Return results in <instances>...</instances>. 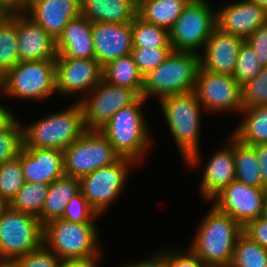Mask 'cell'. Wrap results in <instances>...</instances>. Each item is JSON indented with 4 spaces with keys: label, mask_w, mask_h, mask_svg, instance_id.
Masks as SVG:
<instances>
[{
    "label": "cell",
    "mask_w": 267,
    "mask_h": 267,
    "mask_svg": "<svg viewBox=\"0 0 267 267\" xmlns=\"http://www.w3.org/2000/svg\"><path fill=\"white\" fill-rule=\"evenodd\" d=\"M159 104L186 164L192 168L198 166L201 158L199 136L203 108L195 91L165 97Z\"/></svg>",
    "instance_id": "cell-1"
},
{
    "label": "cell",
    "mask_w": 267,
    "mask_h": 267,
    "mask_svg": "<svg viewBox=\"0 0 267 267\" xmlns=\"http://www.w3.org/2000/svg\"><path fill=\"white\" fill-rule=\"evenodd\" d=\"M243 227L214 205L201 221L190 250L207 267H229L236 241Z\"/></svg>",
    "instance_id": "cell-2"
},
{
    "label": "cell",
    "mask_w": 267,
    "mask_h": 267,
    "mask_svg": "<svg viewBox=\"0 0 267 267\" xmlns=\"http://www.w3.org/2000/svg\"><path fill=\"white\" fill-rule=\"evenodd\" d=\"M146 100L139 96L132 104L117 111L103 125L101 132L114 150L123 158L139 163L150 147V133L141 106Z\"/></svg>",
    "instance_id": "cell-3"
},
{
    "label": "cell",
    "mask_w": 267,
    "mask_h": 267,
    "mask_svg": "<svg viewBox=\"0 0 267 267\" xmlns=\"http://www.w3.org/2000/svg\"><path fill=\"white\" fill-rule=\"evenodd\" d=\"M200 66V54L172 51L166 60L143 77L141 96L147 100L150 96L161 99L193 91L197 71Z\"/></svg>",
    "instance_id": "cell-4"
},
{
    "label": "cell",
    "mask_w": 267,
    "mask_h": 267,
    "mask_svg": "<svg viewBox=\"0 0 267 267\" xmlns=\"http://www.w3.org/2000/svg\"><path fill=\"white\" fill-rule=\"evenodd\" d=\"M22 128L23 148H51L60 151L86 132L82 109L78 102L68 109L55 112Z\"/></svg>",
    "instance_id": "cell-5"
},
{
    "label": "cell",
    "mask_w": 267,
    "mask_h": 267,
    "mask_svg": "<svg viewBox=\"0 0 267 267\" xmlns=\"http://www.w3.org/2000/svg\"><path fill=\"white\" fill-rule=\"evenodd\" d=\"M0 92L13 98L40 102L57 93L55 59L17 63L0 78Z\"/></svg>",
    "instance_id": "cell-6"
},
{
    "label": "cell",
    "mask_w": 267,
    "mask_h": 267,
    "mask_svg": "<svg viewBox=\"0 0 267 267\" xmlns=\"http://www.w3.org/2000/svg\"><path fill=\"white\" fill-rule=\"evenodd\" d=\"M98 229L94 224H79L54 219L43 226V244L61 260L101 254Z\"/></svg>",
    "instance_id": "cell-7"
},
{
    "label": "cell",
    "mask_w": 267,
    "mask_h": 267,
    "mask_svg": "<svg viewBox=\"0 0 267 267\" xmlns=\"http://www.w3.org/2000/svg\"><path fill=\"white\" fill-rule=\"evenodd\" d=\"M42 244L39 219L7 205L0 215V263H12Z\"/></svg>",
    "instance_id": "cell-8"
},
{
    "label": "cell",
    "mask_w": 267,
    "mask_h": 267,
    "mask_svg": "<svg viewBox=\"0 0 267 267\" xmlns=\"http://www.w3.org/2000/svg\"><path fill=\"white\" fill-rule=\"evenodd\" d=\"M206 0H189L182 14L169 30L173 51L200 54L213 30L217 27L216 10Z\"/></svg>",
    "instance_id": "cell-9"
},
{
    "label": "cell",
    "mask_w": 267,
    "mask_h": 267,
    "mask_svg": "<svg viewBox=\"0 0 267 267\" xmlns=\"http://www.w3.org/2000/svg\"><path fill=\"white\" fill-rule=\"evenodd\" d=\"M63 155L65 175L79 179L121 158L99 130H86Z\"/></svg>",
    "instance_id": "cell-10"
},
{
    "label": "cell",
    "mask_w": 267,
    "mask_h": 267,
    "mask_svg": "<svg viewBox=\"0 0 267 267\" xmlns=\"http://www.w3.org/2000/svg\"><path fill=\"white\" fill-rule=\"evenodd\" d=\"M133 163L136 164L134 160L121 157L117 162L79 179L80 192L98 215L104 214L113 201L118 199L124 185L126 186L127 175Z\"/></svg>",
    "instance_id": "cell-11"
},
{
    "label": "cell",
    "mask_w": 267,
    "mask_h": 267,
    "mask_svg": "<svg viewBox=\"0 0 267 267\" xmlns=\"http://www.w3.org/2000/svg\"><path fill=\"white\" fill-rule=\"evenodd\" d=\"M91 91L78 100L86 130H99L117 111L139 97L134 90L112 85L103 79Z\"/></svg>",
    "instance_id": "cell-12"
},
{
    "label": "cell",
    "mask_w": 267,
    "mask_h": 267,
    "mask_svg": "<svg viewBox=\"0 0 267 267\" xmlns=\"http://www.w3.org/2000/svg\"><path fill=\"white\" fill-rule=\"evenodd\" d=\"M194 91L201 107L210 113L243 109L241 85L233 76L213 73L199 66Z\"/></svg>",
    "instance_id": "cell-13"
},
{
    "label": "cell",
    "mask_w": 267,
    "mask_h": 267,
    "mask_svg": "<svg viewBox=\"0 0 267 267\" xmlns=\"http://www.w3.org/2000/svg\"><path fill=\"white\" fill-rule=\"evenodd\" d=\"M265 194L264 188L234 180L211 200L219 211L230 215L244 227L249 221L261 217Z\"/></svg>",
    "instance_id": "cell-14"
},
{
    "label": "cell",
    "mask_w": 267,
    "mask_h": 267,
    "mask_svg": "<svg viewBox=\"0 0 267 267\" xmlns=\"http://www.w3.org/2000/svg\"><path fill=\"white\" fill-rule=\"evenodd\" d=\"M56 91L60 94H88L101 80L103 67L95 58H55ZM85 91V92H84Z\"/></svg>",
    "instance_id": "cell-15"
},
{
    "label": "cell",
    "mask_w": 267,
    "mask_h": 267,
    "mask_svg": "<svg viewBox=\"0 0 267 267\" xmlns=\"http://www.w3.org/2000/svg\"><path fill=\"white\" fill-rule=\"evenodd\" d=\"M95 59L104 67L132 52L131 23H92Z\"/></svg>",
    "instance_id": "cell-16"
},
{
    "label": "cell",
    "mask_w": 267,
    "mask_h": 267,
    "mask_svg": "<svg viewBox=\"0 0 267 267\" xmlns=\"http://www.w3.org/2000/svg\"><path fill=\"white\" fill-rule=\"evenodd\" d=\"M217 27L244 40L267 23V10L249 0L227 4L216 11Z\"/></svg>",
    "instance_id": "cell-17"
},
{
    "label": "cell",
    "mask_w": 267,
    "mask_h": 267,
    "mask_svg": "<svg viewBox=\"0 0 267 267\" xmlns=\"http://www.w3.org/2000/svg\"><path fill=\"white\" fill-rule=\"evenodd\" d=\"M81 14V0H30L26 15L55 40Z\"/></svg>",
    "instance_id": "cell-18"
},
{
    "label": "cell",
    "mask_w": 267,
    "mask_h": 267,
    "mask_svg": "<svg viewBox=\"0 0 267 267\" xmlns=\"http://www.w3.org/2000/svg\"><path fill=\"white\" fill-rule=\"evenodd\" d=\"M244 39L225 33L216 27L204 46V55L200 54V66L210 72L233 75L237 55Z\"/></svg>",
    "instance_id": "cell-19"
},
{
    "label": "cell",
    "mask_w": 267,
    "mask_h": 267,
    "mask_svg": "<svg viewBox=\"0 0 267 267\" xmlns=\"http://www.w3.org/2000/svg\"><path fill=\"white\" fill-rule=\"evenodd\" d=\"M26 182L51 184L65 175L63 151L51 148H23L18 154Z\"/></svg>",
    "instance_id": "cell-20"
},
{
    "label": "cell",
    "mask_w": 267,
    "mask_h": 267,
    "mask_svg": "<svg viewBox=\"0 0 267 267\" xmlns=\"http://www.w3.org/2000/svg\"><path fill=\"white\" fill-rule=\"evenodd\" d=\"M19 62L55 59L56 40L26 14H17Z\"/></svg>",
    "instance_id": "cell-21"
},
{
    "label": "cell",
    "mask_w": 267,
    "mask_h": 267,
    "mask_svg": "<svg viewBox=\"0 0 267 267\" xmlns=\"http://www.w3.org/2000/svg\"><path fill=\"white\" fill-rule=\"evenodd\" d=\"M227 147L216 151L204 170L200 185V195L211 200L223 188L235 180V163L233 154V135L227 139Z\"/></svg>",
    "instance_id": "cell-22"
},
{
    "label": "cell",
    "mask_w": 267,
    "mask_h": 267,
    "mask_svg": "<svg viewBox=\"0 0 267 267\" xmlns=\"http://www.w3.org/2000/svg\"><path fill=\"white\" fill-rule=\"evenodd\" d=\"M57 57L95 58L92 22L81 14L73 18L56 40Z\"/></svg>",
    "instance_id": "cell-23"
},
{
    "label": "cell",
    "mask_w": 267,
    "mask_h": 267,
    "mask_svg": "<svg viewBox=\"0 0 267 267\" xmlns=\"http://www.w3.org/2000/svg\"><path fill=\"white\" fill-rule=\"evenodd\" d=\"M137 10V0H81V15L92 23H131Z\"/></svg>",
    "instance_id": "cell-24"
},
{
    "label": "cell",
    "mask_w": 267,
    "mask_h": 267,
    "mask_svg": "<svg viewBox=\"0 0 267 267\" xmlns=\"http://www.w3.org/2000/svg\"><path fill=\"white\" fill-rule=\"evenodd\" d=\"M79 192V178L64 175L53 181L49 185L41 210L40 223L44 226L54 219L61 218L68 202Z\"/></svg>",
    "instance_id": "cell-25"
},
{
    "label": "cell",
    "mask_w": 267,
    "mask_h": 267,
    "mask_svg": "<svg viewBox=\"0 0 267 267\" xmlns=\"http://www.w3.org/2000/svg\"><path fill=\"white\" fill-rule=\"evenodd\" d=\"M137 15L145 22L170 30L189 0H137Z\"/></svg>",
    "instance_id": "cell-26"
},
{
    "label": "cell",
    "mask_w": 267,
    "mask_h": 267,
    "mask_svg": "<svg viewBox=\"0 0 267 267\" xmlns=\"http://www.w3.org/2000/svg\"><path fill=\"white\" fill-rule=\"evenodd\" d=\"M102 79L112 85L132 89L141 96L143 76L131 53L106 64L103 67Z\"/></svg>",
    "instance_id": "cell-27"
},
{
    "label": "cell",
    "mask_w": 267,
    "mask_h": 267,
    "mask_svg": "<svg viewBox=\"0 0 267 267\" xmlns=\"http://www.w3.org/2000/svg\"><path fill=\"white\" fill-rule=\"evenodd\" d=\"M241 113L245 119L231 134L247 145L267 143V106L246 107Z\"/></svg>",
    "instance_id": "cell-28"
},
{
    "label": "cell",
    "mask_w": 267,
    "mask_h": 267,
    "mask_svg": "<svg viewBox=\"0 0 267 267\" xmlns=\"http://www.w3.org/2000/svg\"><path fill=\"white\" fill-rule=\"evenodd\" d=\"M235 180L246 185L262 188V176L255 149L233 136Z\"/></svg>",
    "instance_id": "cell-29"
},
{
    "label": "cell",
    "mask_w": 267,
    "mask_h": 267,
    "mask_svg": "<svg viewBox=\"0 0 267 267\" xmlns=\"http://www.w3.org/2000/svg\"><path fill=\"white\" fill-rule=\"evenodd\" d=\"M132 46L138 48H172L169 30L145 22L138 15L131 22Z\"/></svg>",
    "instance_id": "cell-30"
},
{
    "label": "cell",
    "mask_w": 267,
    "mask_h": 267,
    "mask_svg": "<svg viewBox=\"0 0 267 267\" xmlns=\"http://www.w3.org/2000/svg\"><path fill=\"white\" fill-rule=\"evenodd\" d=\"M49 190V184L25 182L8 204L12 209L30 214L40 221V214Z\"/></svg>",
    "instance_id": "cell-31"
},
{
    "label": "cell",
    "mask_w": 267,
    "mask_h": 267,
    "mask_svg": "<svg viewBox=\"0 0 267 267\" xmlns=\"http://www.w3.org/2000/svg\"><path fill=\"white\" fill-rule=\"evenodd\" d=\"M19 63L17 14L0 24V78Z\"/></svg>",
    "instance_id": "cell-32"
},
{
    "label": "cell",
    "mask_w": 267,
    "mask_h": 267,
    "mask_svg": "<svg viewBox=\"0 0 267 267\" xmlns=\"http://www.w3.org/2000/svg\"><path fill=\"white\" fill-rule=\"evenodd\" d=\"M229 267H267V249L242 232L236 241Z\"/></svg>",
    "instance_id": "cell-33"
},
{
    "label": "cell",
    "mask_w": 267,
    "mask_h": 267,
    "mask_svg": "<svg viewBox=\"0 0 267 267\" xmlns=\"http://www.w3.org/2000/svg\"><path fill=\"white\" fill-rule=\"evenodd\" d=\"M25 182L18 156L0 165V199L7 205Z\"/></svg>",
    "instance_id": "cell-34"
},
{
    "label": "cell",
    "mask_w": 267,
    "mask_h": 267,
    "mask_svg": "<svg viewBox=\"0 0 267 267\" xmlns=\"http://www.w3.org/2000/svg\"><path fill=\"white\" fill-rule=\"evenodd\" d=\"M23 149V128L16 116L0 129V165L14 159Z\"/></svg>",
    "instance_id": "cell-35"
},
{
    "label": "cell",
    "mask_w": 267,
    "mask_h": 267,
    "mask_svg": "<svg viewBox=\"0 0 267 267\" xmlns=\"http://www.w3.org/2000/svg\"><path fill=\"white\" fill-rule=\"evenodd\" d=\"M262 68L263 66L260 64L256 51L244 41L237 55L232 76L240 85H243L245 82L255 78Z\"/></svg>",
    "instance_id": "cell-36"
},
{
    "label": "cell",
    "mask_w": 267,
    "mask_h": 267,
    "mask_svg": "<svg viewBox=\"0 0 267 267\" xmlns=\"http://www.w3.org/2000/svg\"><path fill=\"white\" fill-rule=\"evenodd\" d=\"M243 108L267 106V66L252 80L241 85Z\"/></svg>",
    "instance_id": "cell-37"
},
{
    "label": "cell",
    "mask_w": 267,
    "mask_h": 267,
    "mask_svg": "<svg viewBox=\"0 0 267 267\" xmlns=\"http://www.w3.org/2000/svg\"><path fill=\"white\" fill-rule=\"evenodd\" d=\"M172 51V48L133 47L131 54L140 74L144 77L163 63Z\"/></svg>",
    "instance_id": "cell-38"
},
{
    "label": "cell",
    "mask_w": 267,
    "mask_h": 267,
    "mask_svg": "<svg viewBox=\"0 0 267 267\" xmlns=\"http://www.w3.org/2000/svg\"><path fill=\"white\" fill-rule=\"evenodd\" d=\"M99 216L79 192L68 202L61 218L79 224H94V220Z\"/></svg>",
    "instance_id": "cell-39"
},
{
    "label": "cell",
    "mask_w": 267,
    "mask_h": 267,
    "mask_svg": "<svg viewBox=\"0 0 267 267\" xmlns=\"http://www.w3.org/2000/svg\"><path fill=\"white\" fill-rule=\"evenodd\" d=\"M61 259L50 251L44 244L15 259L12 263L16 267H60Z\"/></svg>",
    "instance_id": "cell-40"
},
{
    "label": "cell",
    "mask_w": 267,
    "mask_h": 267,
    "mask_svg": "<svg viewBox=\"0 0 267 267\" xmlns=\"http://www.w3.org/2000/svg\"><path fill=\"white\" fill-rule=\"evenodd\" d=\"M244 41L256 51L260 64L267 66V23L257 28Z\"/></svg>",
    "instance_id": "cell-41"
},
{
    "label": "cell",
    "mask_w": 267,
    "mask_h": 267,
    "mask_svg": "<svg viewBox=\"0 0 267 267\" xmlns=\"http://www.w3.org/2000/svg\"><path fill=\"white\" fill-rule=\"evenodd\" d=\"M243 232L254 242L267 249V221L261 217L249 221L244 227Z\"/></svg>",
    "instance_id": "cell-42"
},
{
    "label": "cell",
    "mask_w": 267,
    "mask_h": 267,
    "mask_svg": "<svg viewBox=\"0 0 267 267\" xmlns=\"http://www.w3.org/2000/svg\"><path fill=\"white\" fill-rule=\"evenodd\" d=\"M178 252H169L170 267H207L190 249Z\"/></svg>",
    "instance_id": "cell-43"
},
{
    "label": "cell",
    "mask_w": 267,
    "mask_h": 267,
    "mask_svg": "<svg viewBox=\"0 0 267 267\" xmlns=\"http://www.w3.org/2000/svg\"><path fill=\"white\" fill-rule=\"evenodd\" d=\"M122 267H170L169 265V250L159 251L154 253L153 257L139 262L127 263Z\"/></svg>",
    "instance_id": "cell-44"
},
{
    "label": "cell",
    "mask_w": 267,
    "mask_h": 267,
    "mask_svg": "<svg viewBox=\"0 0 267 267\" xmlns=\"http://www.w3.org/2000/svg\"><path fill=\"white\" fill-rule=\"evenodd\" d=\"M253 147L260 165L262 188L267 189V143H259Z\"/></svg>",
    "instance_id": "cell-45"
},
{
    "label": "cell",
    "mask_w": 267,
    "mask_h": 267,
    "mask_svg": "<svg viewBox=\"0 0 267 267\" xmlns=\"http://www.w3.org/2000/svg\"><path fill=\"white\" fill-rule=\"evenodd\" d=\"M30 0H0V7L9 15L26 14Z\"/></svg>",
    "instance_id": "cell-46"
},
{
    "label": "cell",
    "mask_w": 267,
    "mask_h": 267,
    "mask_svg": "<svg viewBox=\"0 0 267 267\" xmlns=\"http://www.w3.org/2000/svg\"><path fill=\"white\" fill-rule=\"evenodd\" d=\"M100 256L101 255L98 254V255L89 256L85 258L62 260L60 263V267H98L97 262Z\"/></svg>",
    "instance_id": "cell-47"
},
{
    "label": "cell",
    "mask_w": 267,
    "mask_h": 267,
    "mask_svg": "<svg viewBox=\"0 0 267 267\" xmlns=\"http://www.w3.org/2000/svg\"><path fill=\"white\" fill-rule=\"evenodd\" d=\"M14 117V114L8 108L6 109V107L0 105V129L7 125Z\"/></svg>",
    "instance_id": "cell-48"
},
{
    "label": "cell",
    "mask_w": 267,
    "mask_h": 267,
    "mask_svg": "<svg viewBox=\"0 0 267 267\" xmlns=\"http://www.w3.org/2000/svg\"><path fill=\"white\" fill-rule=\"evenodd\" d=\"M261 218L267 221V189H266L265 203L262 209Z\"/></svg>",
    "instance_id": "cell-49"
},
{
    "label": "cell",
    "mask_w": 267,
    "mask_h": 267,
    "mask_svg": "<svg viewBox=\"0 0 267 267\" xmlns=\"http://www.w3.org/2000/svg\"><path fill=\"white\" fill-rule=\"evenodd\" d=\"M249 1L267 10V0H249Z\"/></svg>",
    "instance_id": "cell-50"
},
{
    "label": "cell",
    "mask_w": 267,
    "mask_h": 267,
    "mask_svg": "<svg viewBox=\"0 0 267 267\" xmlns=\"http://www.w3.org/2000/svg\"><path fill=\"white\" fill-rule=\"evenodd\" d=\"M10 15L3 9L0 7V24L6 20Z\"/></svg>",
    "instance_id": "cell-51"
},
{
    "label": "cell",
    "mask_w": 267,
    "mask_h": 267,
    "mask_svg": "<svg viewBox=\"0 0 267 267\" xmlns=\"http://www.w3.org/2000/svg\"><path fill=\"white\" fill-rule=\"evenodd\" d=\"M6 206L7 204L0 199V215Z\"/></svg>",
    "instance_id": "cell-52"
},
{
    "label": "cell",
    "mask_w": 267,
    "mask_h": 267,
    "mask_svg": "<svg viewBox=\"0 0 267 267\" xmlns=\"http://www.w3.org/2000/svg\"><path fill=\"white\" fill-rule=\"evenodd\" d=\"M0 267H16L13 263H0Z\"/></svg>",
    "instance_id": "cell-53"
}]
</instances>
